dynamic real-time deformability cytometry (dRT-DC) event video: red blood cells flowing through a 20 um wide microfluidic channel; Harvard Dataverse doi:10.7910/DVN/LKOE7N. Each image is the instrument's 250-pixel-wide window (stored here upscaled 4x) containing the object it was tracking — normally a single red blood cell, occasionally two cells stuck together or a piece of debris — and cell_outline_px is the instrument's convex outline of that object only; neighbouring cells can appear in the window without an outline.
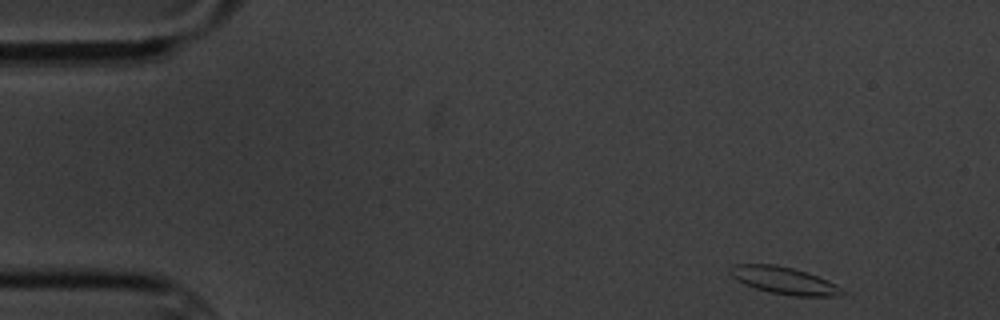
{"species": "common noctule bat (a hibernating species)", "species_latin": "Nyctalus noctula", "temperature_condition": "cold", "stored_images_in_passage": 8, "camera_frame_rate_fps": 3000, "um_per_image_px": 0.085, "animal": {"sex": "male", "body_mass_g": 20.1, "forearm_length_mm": 53.5}, "frame": {"image": 1, "passage_image": 1, "time_ms": 0.0, "image_size_px": [1000, 320], "cell_outline_px": [[844, 292], [840, 296], [796, 296], [768, 292], [744, 284], [736, 280], [728, 272], [728, 268], [736, 264], [776, 264], [792, 268], [828, 280], [836, 284]], "centroid_in_image_um": [66.6, 23.84], "position_along_channel_um": 18.4, "area_um2": 17.63}}
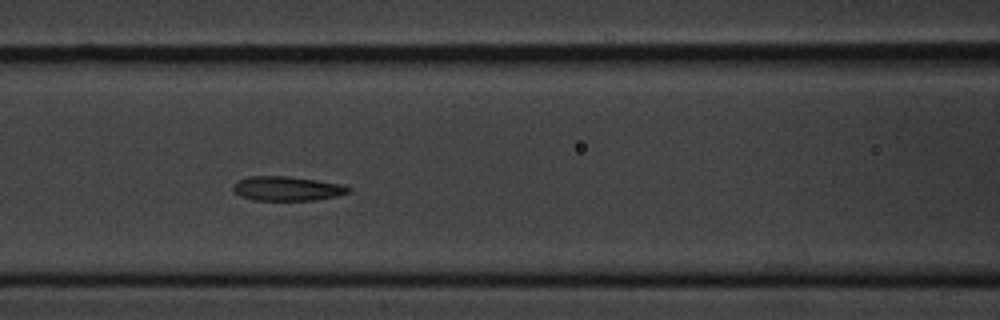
{"frame": {"image": 2, "passage_image": 6, "time_ms": 6.333, "image_size_px": [1000, 320], "cell_outline_px": [[352, 188], [348, 192], [336, 196], [312, 200], [252, 200], [240, 196], [232, 188], [232, 184], [248, 176], [288, 176], [344, 184]], "centroid_in_image_um": [24.39, 16.02], "position_along_channel_um": 142.2, "area_um2": 16.36}}
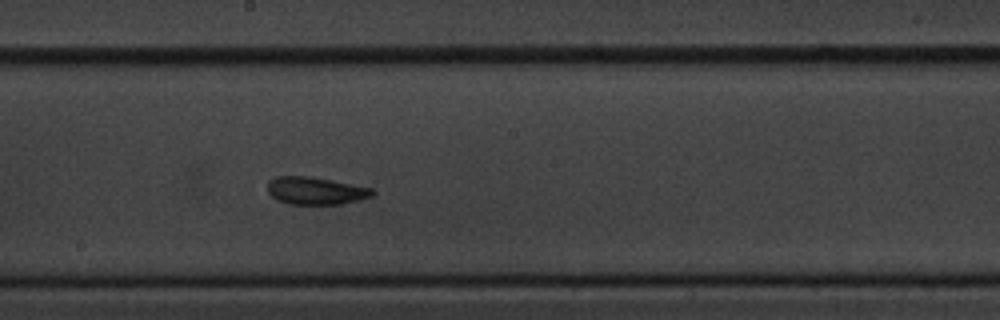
{"frame": {"image": 3, "passage_image": 8, "time_ms": 8.667, "image_size_px": [1000, 320], "cell_outline_px": [[376, 192], [372, 196], [360, 200], [340, 204], [288, 204], [276, 200], [268, 192], [268, 180], [276, 176], [308, 176], [372, 188]], "centroid_in_image_um": [26.81, 16.22], "position_along_channel_um": 221.4, "area_um2": 16.82}}